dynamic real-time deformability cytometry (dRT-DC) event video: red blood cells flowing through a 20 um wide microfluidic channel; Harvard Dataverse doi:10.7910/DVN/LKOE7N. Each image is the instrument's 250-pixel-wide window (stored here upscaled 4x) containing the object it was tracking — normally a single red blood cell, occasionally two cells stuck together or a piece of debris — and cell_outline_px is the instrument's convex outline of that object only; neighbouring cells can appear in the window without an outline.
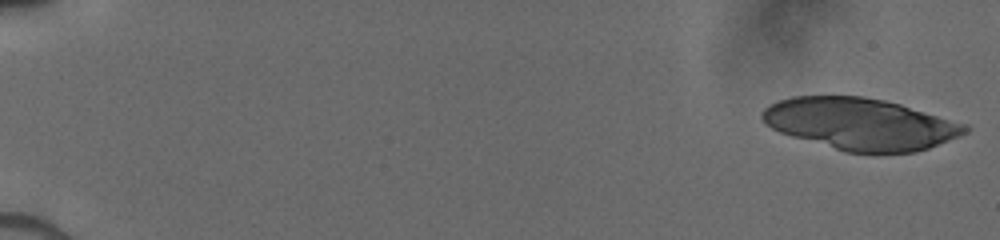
{"species": "human", "species_latin": "Homo sapiens", "temperature_condition": "cold", "stored_images_in_passage": 39, "camera_frame_rate_fps": 3000, "um_per_image_px": 0.085, "donor": {"sex": "male"}, "frame": {"image": 1, "passage_image": 1, "time_ms": 0.0, "image_size_px": [1000, 240], "cell_outline_px": [[968, 132], [928, 148], [916, 152], [848, 152], [792, 136], [780, 132], [772, 128], [760, 116], [760, 112], [768, 104], [792, 96], [864, 96], [884, 100], [900, 104], [968, 124]], "centroid_in_image_um": [73.13, 10.51], "position_along_channel_um": 11.9, "area_um2": 60.63}}